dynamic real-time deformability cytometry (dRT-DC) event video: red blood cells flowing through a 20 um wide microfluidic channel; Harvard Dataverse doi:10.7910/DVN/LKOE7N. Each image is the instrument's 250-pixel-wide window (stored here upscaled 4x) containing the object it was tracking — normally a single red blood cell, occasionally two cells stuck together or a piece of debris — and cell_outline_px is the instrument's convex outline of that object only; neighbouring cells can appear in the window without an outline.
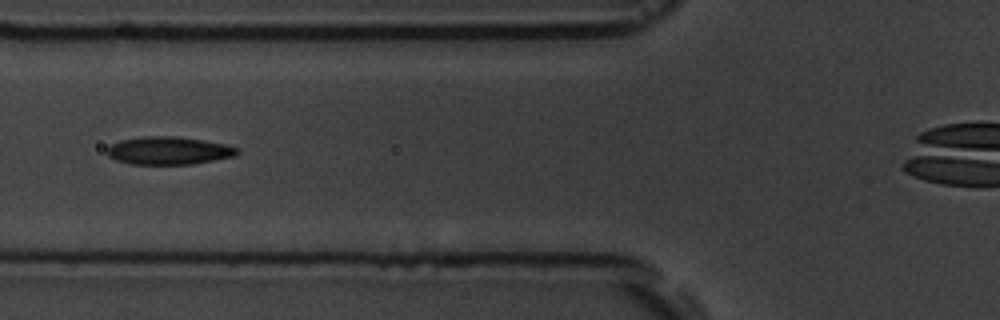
{"species": "common noctule bat (a hibernating species)", "species_latin": "Nyctalus noctula", "temperature_condition": "room temperature", "stored_images_in_passage": 4, "camera_frame_rate_fps": 3000, "um_per_image_px": 0.085, "animal": {"sex": "male", "body_mass_g": 19.5, "forearm_length_mm": 54.6}, "frame": {"image": 1, "passage_image": 3, "time_ms": 2.333, "image_size_px": [1000, 320], "cell_outline_px": [[240, 152], [236, 156], [192, 164], [128, 164], [116, 160], [108, 156], [108, 148], [112, 144], [120, 140], [144, 136], [176, 136], [204, 140], [224, 144], [240, 148]], "centroid_in_image_um": [14.37, 12.8], "position_along_channel_um": 111.4, "area_um2": 21.21}}
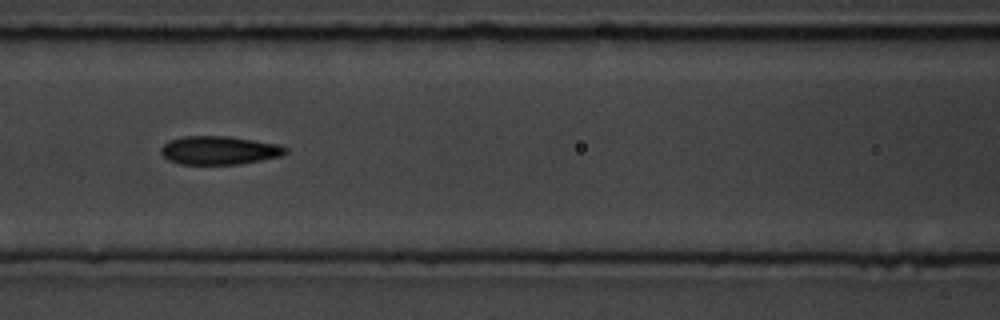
{"frame": {"image": 2, "passage_image": 4, "time_ms": 3.333, "image_size_px": [1000, 320], "cell_outline_px": [[288, 152], [280, 156], [240, 164], [180, 164], [168, 160], [160, 152], [160, 148], [168, 140], [184, 136], [228, 136], [280, 144], [288, 148]], "centroid_in_image_um": [18.63, 12.77], "position_along_channel_um": 148.0, "area_um2": 20.75}}